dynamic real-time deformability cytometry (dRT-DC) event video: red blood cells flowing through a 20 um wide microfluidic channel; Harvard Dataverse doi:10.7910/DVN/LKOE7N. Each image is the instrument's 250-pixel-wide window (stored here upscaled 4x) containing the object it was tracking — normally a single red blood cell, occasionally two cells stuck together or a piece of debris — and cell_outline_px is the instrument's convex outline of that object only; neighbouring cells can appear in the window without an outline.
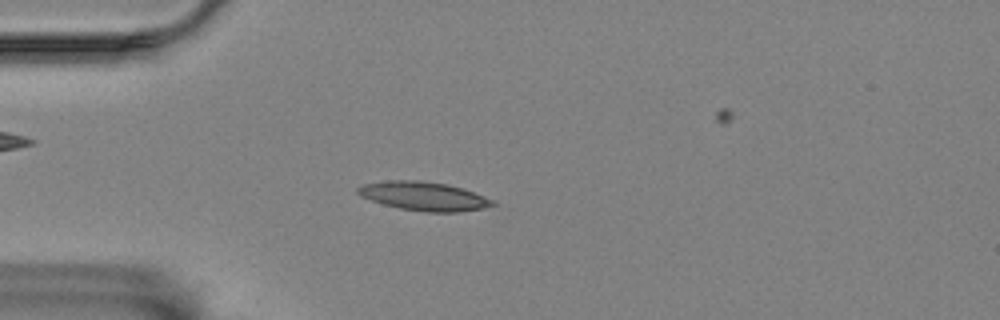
{"species": "Egyptian fruit bat (a non-hibernating species)", "species_latin": "Rousettus aegyptiacus", "temperature_condition": "room temperature", "stored_images_in_passage": 50, "camera_frame_rate_fps": 3000, "um_per_image_px": 0.085, "animal": {"sex": "female"}, "frame": {"image": 1, "passage_image": 7, "time_ms": 2.0, "image_size_px": [1000, 320], "cell_outline_px": [[496, 204], [484, 208], [460, 212], [424, 212], [400, 208], [384, 204], [360, 196], [356, 192], [356, 188], [364, 184], [388, 180], [416, 180], [448, 184], [472, 192], [492, 200]], "centroid_in_image_um": [35.99, 16.68], "position_along_channel_um": 49.0, "area_um2": 22.37}}
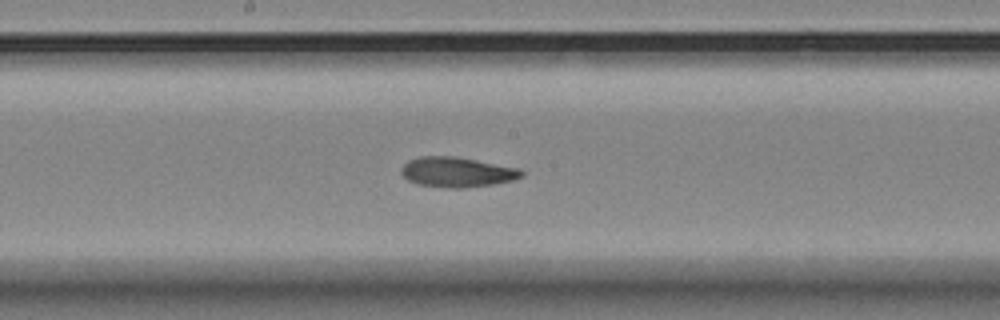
{"frame": {"image": 2, "passage_image": 22, "time_ms": 7.0, "image_size_px": [1000, 320], "cell_outline_px": [[524, 176], [516, 180], [492, 184], [464, 188], [448, 188], [416, 184], [408, 180], [400, 172], [404, 164], [408, 160], [420, 156], [456, 156], [520, 168], [524, 172]], "centroid_in_image_um": [38.87, 14.63], "position_along_channel_um": 209.3, "area_um2": 21.27}}
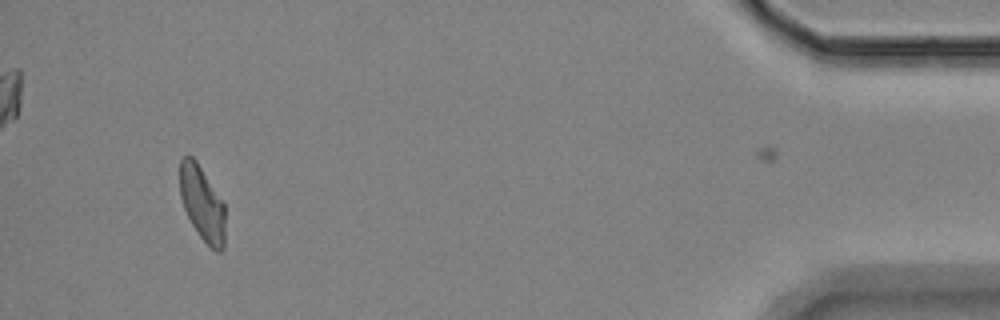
{"frame": {"image": 3, "passage_image": 46, "time_ms": 15.0, "image_size_px": [1000, 320], "cell_outline_px": [[224, 248], [220, 252], [216, 252], [200, 236], [192, 224], [184, 208], [180, 196], [180, 160], [184, 156], [192, 156], [196, 160], [224, 204]], "centroid_in_image_um": [17.18, 17.29], "position_along_channel_um": 418.0, "area_um2": 19.36}, "authors_computed_cell_mechanics": {"area_um2": 20.808, "velocity_mm_per_s": 3.4575, "shape_relaxation_time_tau1_ms": null, "shape_relaxation_time_tau2_ms": 3.0051, "deformation_change_tau1": null, "deformation_change_tau2": 0.1058}}